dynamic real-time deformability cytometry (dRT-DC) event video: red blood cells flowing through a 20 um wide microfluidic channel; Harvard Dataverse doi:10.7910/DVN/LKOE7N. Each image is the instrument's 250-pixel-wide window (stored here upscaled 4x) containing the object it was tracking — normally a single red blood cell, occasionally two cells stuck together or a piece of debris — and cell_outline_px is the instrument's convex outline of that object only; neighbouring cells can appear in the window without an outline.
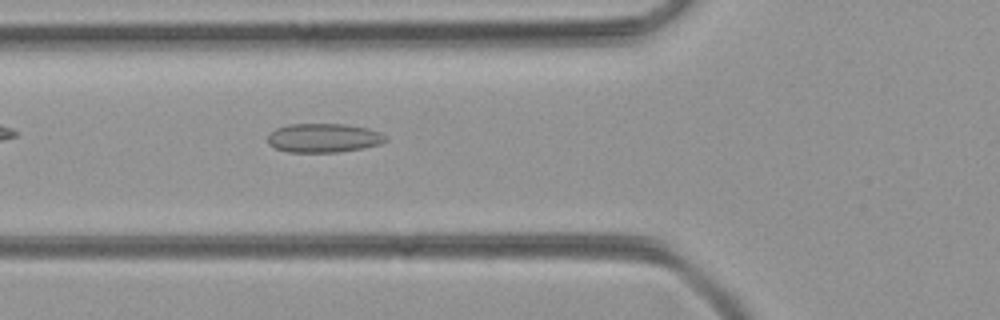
{"species": "common noctule bat (a hibernating species)", "species_latin": "Nyctalus noctula", "temperature_condition": "room temperature", "stored_images_in_passage": 7, "camera_frame_rate_fps": 3000, "um_per_image_px": 0.085, "animal": {"sex": "female", "body_mass_g": 21.9}, "frame": {"image": 1, "passage_image": 3, "time_ms": 0.667, "image_size_px": [1000, 320], "cell_outline_px": [[388, 140], [380, 144], [364, 148], [340, 152], [288, 152], [276, 148], [268, 144], [268, 136], [276, 128], [288, 124], [344, 124], [368, 128], [380, 132], [388, 136]], "centroid_in_image_um": [27.55, 11.72], "position_along_channel_um": 98.3, "area_um2": 20.06}}
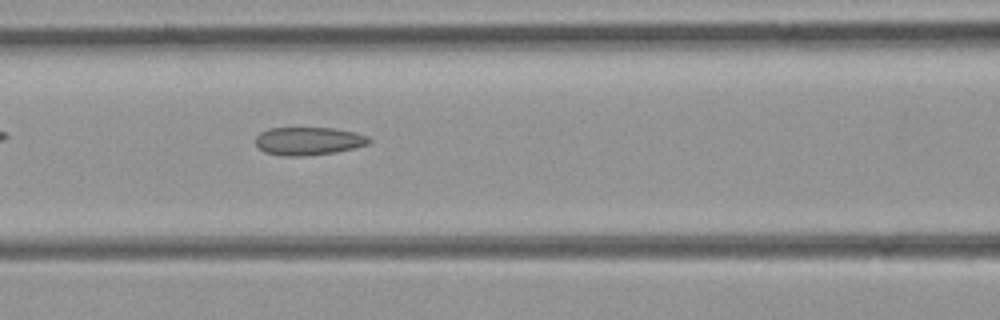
{"frame": {"image": 2, "passage_image": 6, "time_ms": 1.667, "image_size_px": [1000, 320], "cell_outline_px": [[372, 140], [368, 144], [336, 152], [304, 156], [284, 156], [264, 152], [256, 144], [256, 136], [260, 132], [268, 128], [332, 128], [352, 132], [368, 136]], "centroid_in_image_um": [26.19, 11.99], "position_along_channel_um": 140.4, "area_um2": 18.44}}